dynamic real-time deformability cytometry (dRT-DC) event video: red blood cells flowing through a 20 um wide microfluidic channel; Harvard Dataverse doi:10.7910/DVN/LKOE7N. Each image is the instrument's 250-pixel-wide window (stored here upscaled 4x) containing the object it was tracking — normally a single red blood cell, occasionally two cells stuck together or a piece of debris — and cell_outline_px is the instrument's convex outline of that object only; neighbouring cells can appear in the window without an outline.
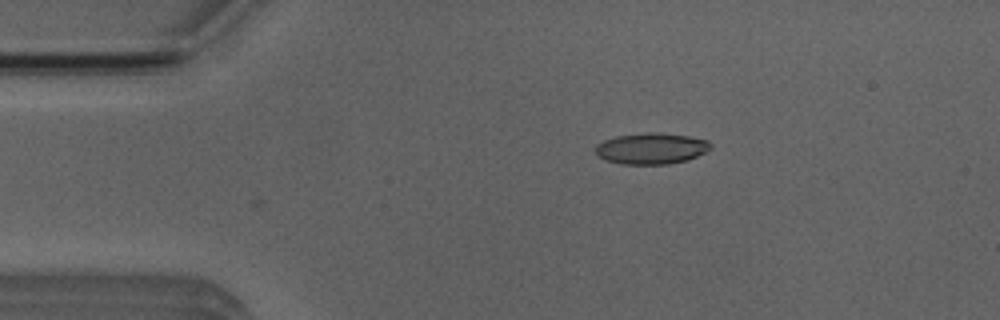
{"species": "Egyptian fruit bat (a non-hibernating species)", "species_latin": "Rousettus aegyptiacus", "temperature_condition": "room temperature", "stored_images_in_passage": 2, "camera_frame_rate_fps": 3000, "um_per_image_px": 0.085, "animal": {"sex": "male"}, "frame": {"image": 1, "passage_image": 1, "time_ms": 0.0, "image_size_px": [1000, 320], "cell_outline_px": [[712, 148], [688, 160], [668, 164], [620, 164], [604, 160], [596, 156], [596, 144], [604, 140], [616, 136], [648, 132], [652, 132], [688, 136], [708, 140], [712, 144]], "centroid_in_image_um": [55.34, 12.63], "position_along_channel_um": 29.7, "area_um2": 20.98}}